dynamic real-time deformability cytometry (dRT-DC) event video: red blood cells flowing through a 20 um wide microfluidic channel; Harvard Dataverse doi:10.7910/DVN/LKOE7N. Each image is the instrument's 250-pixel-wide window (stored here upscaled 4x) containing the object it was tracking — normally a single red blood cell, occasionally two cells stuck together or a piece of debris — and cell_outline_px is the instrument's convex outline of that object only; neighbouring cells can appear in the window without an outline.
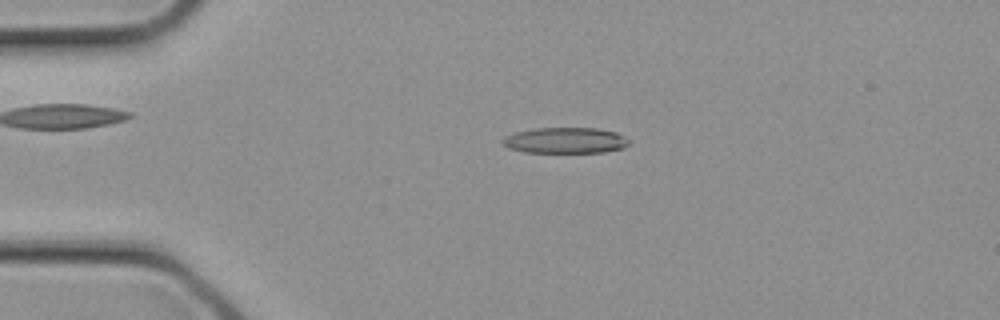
{"species": "common noctule bat (a hibernating species)", "species_latin": "Nyctalus noctula", "temperature_condition": "cold", "stored_images_in_passage": 2, "camera_frame_rate_fps": 3000, "um_per_image_px": 0.085, "animal": {"sex": "female", "body_mass_g": 21.9}, "frame": {"image": 1, "passage_image": 2, "time_ms": 0.333, "image_size_px": [1000, 320], "cell_outline_px": [[628, 144], [624, 148], [604, 152], [524, 152], [508, 148], [500, 144], [500, 140], [504, 136], [516, 132], [536, 128], [596, 128], [616, 132], [624, 136], [628, 140]], "centroid_in_image_um": [48.0, 11.93], "position_along_channel_um": 37.0, "area_um2": 19.13}}